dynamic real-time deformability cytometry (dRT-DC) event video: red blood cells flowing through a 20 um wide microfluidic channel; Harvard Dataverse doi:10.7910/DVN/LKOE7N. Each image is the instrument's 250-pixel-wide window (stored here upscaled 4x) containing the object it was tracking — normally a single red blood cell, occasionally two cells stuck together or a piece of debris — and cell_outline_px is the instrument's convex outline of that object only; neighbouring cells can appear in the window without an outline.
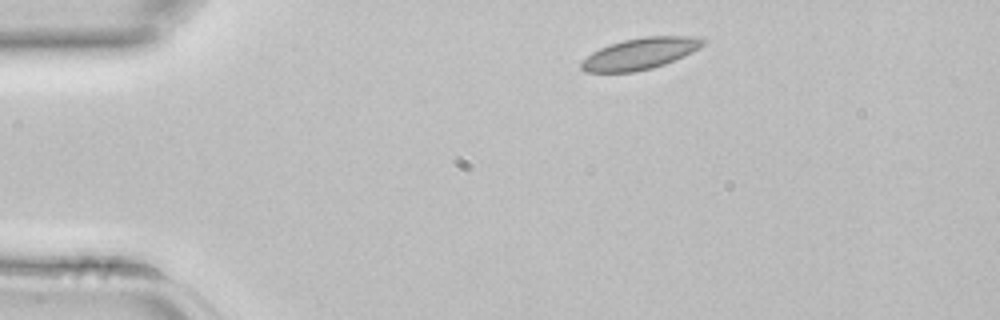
{"species": "common noctule bat (a hibernating species)", "species_latin": "Nyctalus noctula", "temperature_condition": "room temperature", "stored_images_in_passage": 2, "camera_frame_rate_fps": 3000, "um_per_image_px": 0.085, "animal": {"sex": "female", "body_mass_g": 22.7, "forearm_length_mm": 54.2}, "frame": {"image": 1, "passage_image": 1, "time_ms": 0.0, "image_size_px": [1000, 320], "cell_outline_px": [[704, 44], [700, 48], [684, 56], [664, 64], [652, 68], [632, 72], [584, 72], [580, 68], [580, 64], [592, 52], [600, 48], [624, 40], [644, 36], [704, 36]], "centroid_in_image_um": [54.45, 4.55], "position_along_channel_um": 30.6, "area_um2": 22.2}}